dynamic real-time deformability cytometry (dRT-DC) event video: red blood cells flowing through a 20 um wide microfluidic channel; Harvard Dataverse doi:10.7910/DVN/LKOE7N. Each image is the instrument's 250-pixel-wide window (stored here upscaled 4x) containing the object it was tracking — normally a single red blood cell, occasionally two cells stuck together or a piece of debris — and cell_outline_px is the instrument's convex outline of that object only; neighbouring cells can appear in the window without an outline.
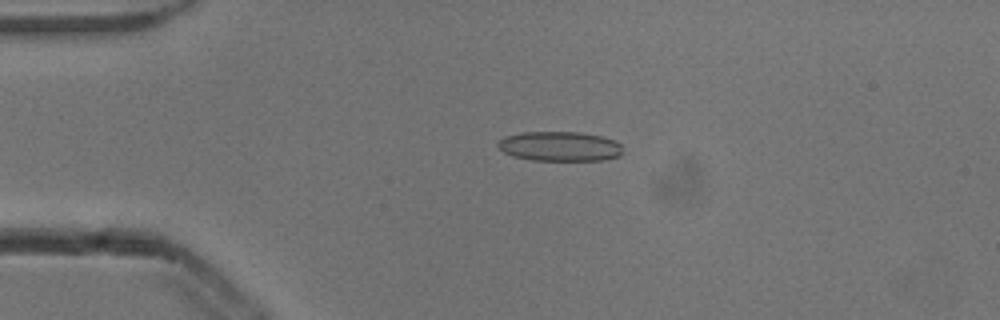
{"species": "common noctule bat (a hibernating species)", "species_latin": "Nyctalus noctula", "temperature_condition": "cold", "stored_images_in_passage": 43, "camera_frame_rate_fps": 3000, "um_per_image_px": 0.085, "animal": {"sex": "male", "body_mass_g": 13.3}, "frame": {"image": 1, "passage_image": 2, "time_ms": 0.333, "image_size_px": [1000, 320], "cell_outline_px": [[624, 152], [620, 156], [604, 160], [532, 160], [512, 156], [504, 152], [496, 144], [504, 136], [520, 132], [580, 132], [600, 136], [616, 140], [620, 144]], "centroid_in_image_um": [47.6, 12.43], "position_along_channel_um": 37.4, "area_um2": 21.73}}
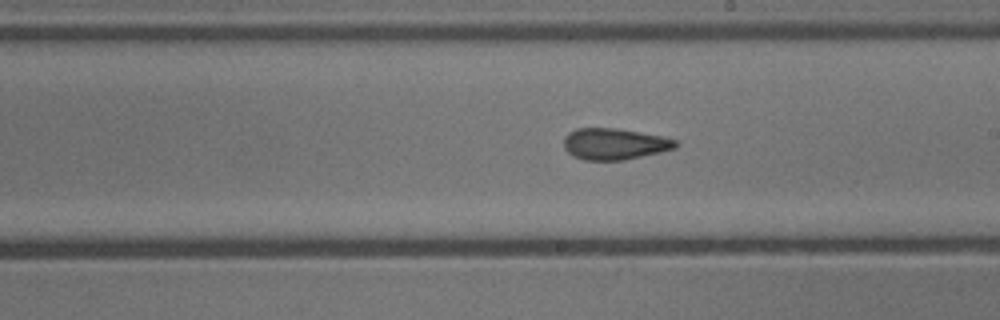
{"frame": {"image": 2, "passage_image": 20, "time_ms": 6.333, "image_size_px": [1000, 320], "cell_outline_px": [[680, 144], [676, 148], [660, 152], [624, 160], [584, 160], [572, 156], [564, 148], [564, 136], [568, 132], [576, 128], [616, 128], [664, 136], [676, 140]], "centroid_in_image_um": [52.23, 12.23], "position_along_channel_um": 236.8, "area_um2": 20.63}}
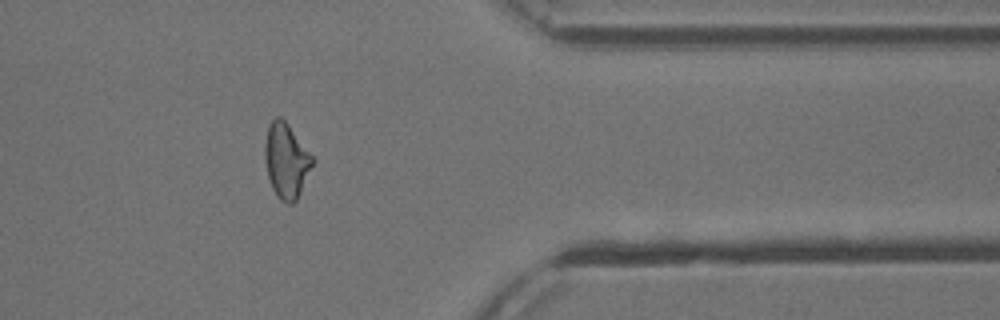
{"frame": {"image": 3, "passage_image": 33, "time_ms": 10.667, "image_size_px": [1000, 320], "cell_outline_px": [[316, 160], [296, 200], [292, 204], [288, 204], [280, 200], [276, 196], [272, 188], [268, 176], [264, 156], [264, 144], [268, 124], [276, 116], [280, 116], [288, 124]], "centroid_in_image_um": [24.33, 13.65], "position_along_channel_um": 387.1, "area_um2": 20.92}, "authors_computed_cell_mechanics": {"area_um2": 20.808, "velocity_mm_per_s": 3.8694, "shape_relaxation_time_tau1_ms": null, "shape_relaxation_time_tau2_ms": 2.479, "deformation_change_tau1": null, "deformation_change_tau2": 0.1092}}